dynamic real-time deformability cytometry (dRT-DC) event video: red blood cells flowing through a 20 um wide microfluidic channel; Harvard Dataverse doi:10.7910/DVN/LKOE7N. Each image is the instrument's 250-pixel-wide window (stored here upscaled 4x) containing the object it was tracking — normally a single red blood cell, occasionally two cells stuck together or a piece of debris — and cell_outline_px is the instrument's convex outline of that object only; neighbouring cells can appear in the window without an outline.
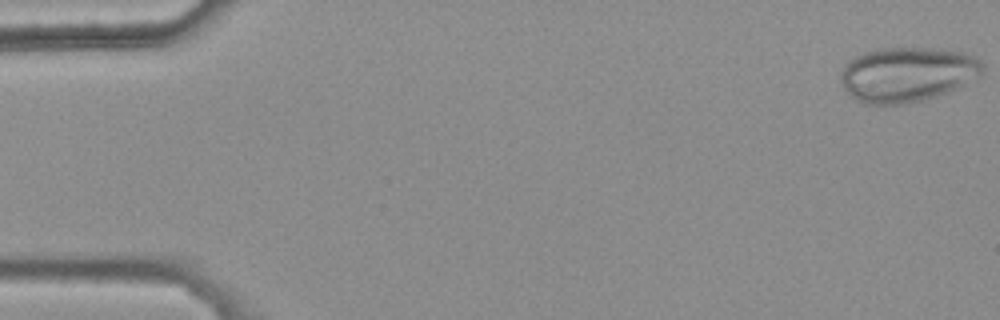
{"species": "common noctule bat (a hibernating species)", "species_latin": "Nyctalus noctula", "temperature_condition": "warm", "stored_images_in_passage": 47, "camera_frame_rate_fps": 3000, "um_per_image_px": 0.085, "animal": {"sex": "female", "body_mass_g": 25.1}, "frame": {"image": 1, "passage_image": 1, "time_ms": 0.0, "image_size_px": [1000, 320], "cell_outline_px": [[984, 68], [980, 76], [948, 92], [936, 96], [904, 104], [864, 104], [856, 100], [844, 88], [840, 80], [840, 72], [844, 64], [848, 60], [864, 52], [880, 48], [928, 48], [960, 52], [976, 56], [984, 64]], "centroid_in_image_um": [77.1, 6.32], "position_along_channel_um": 7.9, "area_um2": 45.37}}
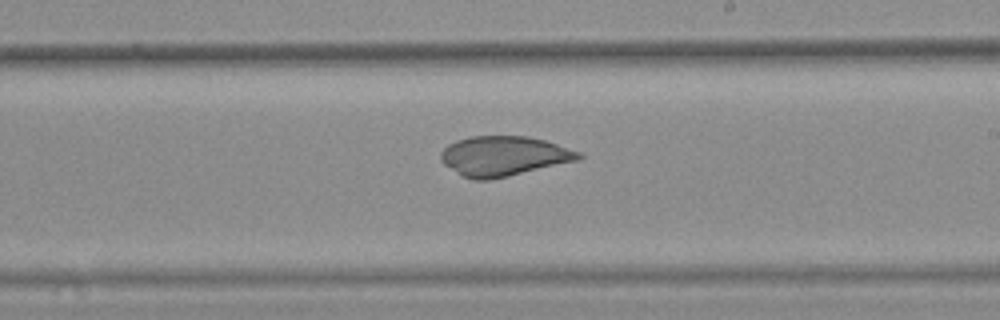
{"frame": {"image": 2, "passage_image": 31, "time_ms": 10.0, "image_size_px": [1000, 320], "cell_outline_px": [[584, 156], [580, 160], [508, 176], [488, 180], [472, 180], [464, 176], [444, 164], [440, 160], [440, 152], [448, 144], [456, 140], [472, 136], [528, 136], [544, 140], [580, 152]], "centroid_in_image_um": [42.81, 13.26], "position_along_channel_um": 246.2, "area_um2": 31.91}}
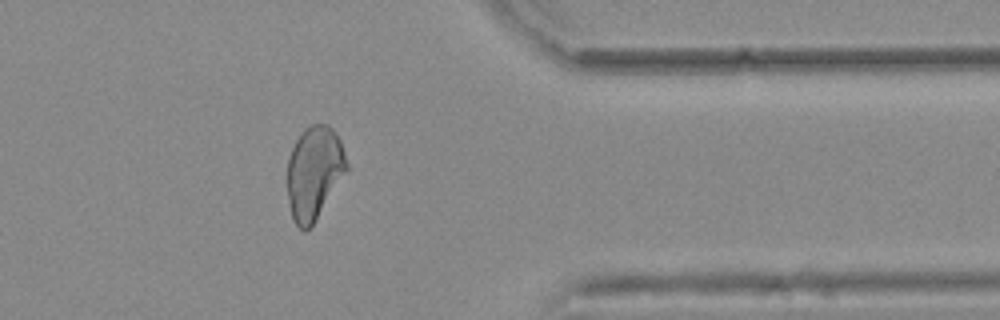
{"frame": {"image": 3, "passage_image": 43, "time_ms": 14.0, "image_size_px": [1000, 320], "cell_outline_px": [[348, 168], [312, 224], [304, 232], [292, 220], [288, 200], [288, 160], [292, 148], [296, 140], [304, 128], [312, 124], [328, 124], [336, 132], [340, 140], [348, 164]], "centroid_in_image_um": [26.69, 14.64], "position_along_channel_um": 384.7, "area_um2": 31.73}}